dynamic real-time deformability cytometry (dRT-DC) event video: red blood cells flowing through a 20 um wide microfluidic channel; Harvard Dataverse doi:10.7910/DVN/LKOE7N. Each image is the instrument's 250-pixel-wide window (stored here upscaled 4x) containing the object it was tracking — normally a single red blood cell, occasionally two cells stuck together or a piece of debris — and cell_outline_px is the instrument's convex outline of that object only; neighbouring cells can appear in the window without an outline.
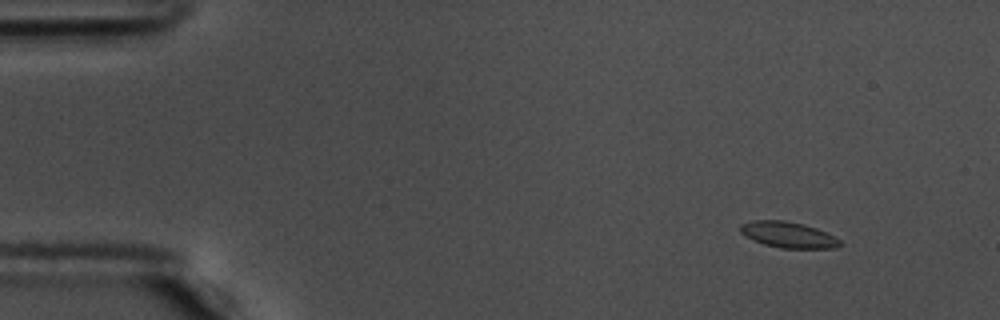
{"species": "common noctule bat (a hibernating species)", "species_latin": "Nyctalus noctula", "temperature_condition": "warm", "stored_images_in_passage": 59, "segment_of_instrument_passage": [1, 2], "camera_frame_rate_fps": 3000, "um_per_image_px": 0.085, "animal": {"sex": "male", "body_mass_g": 17.5, "forearm_length_mm": 52.3}, "frame": {"image": 1, "passage_image": 7, "time_ms": 2.0, "image_size_px": [1000, 320], "cell_outline_px": [[844, 244], [836, 248], [780, 248], [764, 244], [752, 240], [744, 236], [740, 232], [740, 224], [752, 220], [784, 220], [804, 224], [816, 228], [840, 240]], "centroid_in_image_um": [66.97, 19.95], "position_along_channel_um": 18.0, "area_um2": 15.14}}
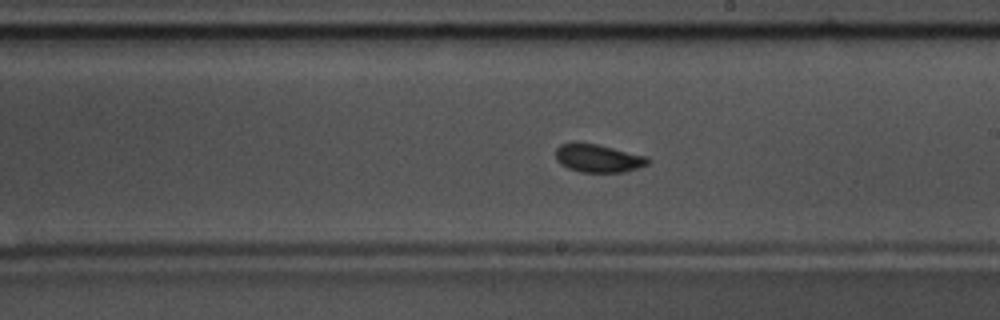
{"frame": {"image": 2, "passage_image": 34, "time_ms": 11.0, "image_size_px": [1000, 320], "cell_outline_px": [[648, 164], [640, 168], [624, 172], [580, 172], [568, 168], [560, 164], [556, 160], [556, 148], [560, 144], [596, 144], [648, 156]], "centroid_in_image_um": [50.87, 13.48], "position_along_channel_um": 238.1, "area_um2": 14.91}}
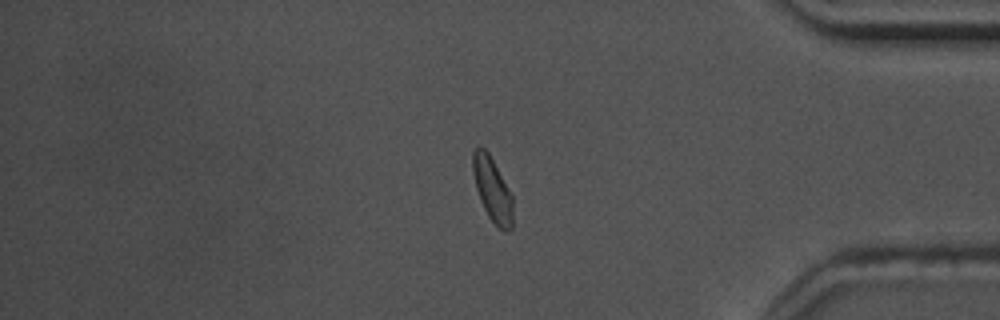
{"frame": {"image": 3, "passage_image": 49, "time_ms": 16.0, "image_size_px": [1000, 320], "cell_outline_px": [[512, 228], [508, 232], [504, 232], [496, 228], [488, 216], [480, 200], [476, 188], [472, 172], [472, 152], [476, 144], [480, 144], [488, 152], [512, 196]], "centroid_in_image_um": [41.82, 16.11], "position_along_channel_um": 393.4, "area_um2": 15.14}}